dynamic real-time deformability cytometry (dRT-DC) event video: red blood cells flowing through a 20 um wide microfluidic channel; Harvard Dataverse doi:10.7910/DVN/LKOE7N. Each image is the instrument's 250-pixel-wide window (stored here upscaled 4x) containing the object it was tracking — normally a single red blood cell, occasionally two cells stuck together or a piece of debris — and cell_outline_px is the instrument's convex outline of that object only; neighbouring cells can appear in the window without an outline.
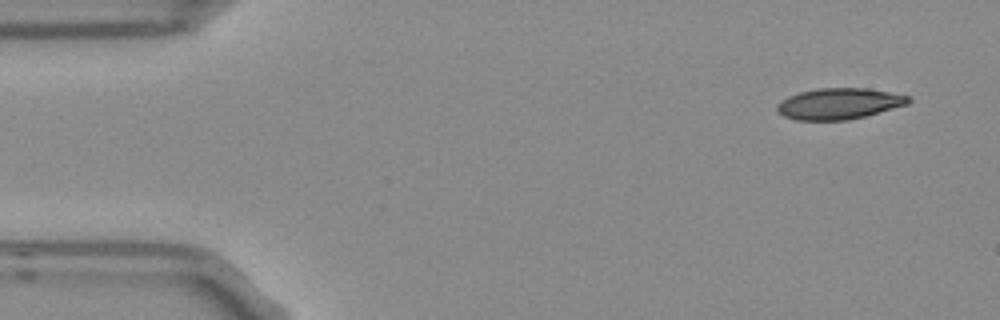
{"species": "Egyptian fruit bat (a non-hibernating species)", "species_latin": "Rousettus aegyptiacus", "temperature_condition": "room temperature", "stored_images_in_passage": 4, "camera_frame_rate_fps": 3000, "um_per_image_px": 0.085, "frame": {"image": 1, "passage_image": 1, "time_ms": 0.0, "image_size_px": [1000, 320], "cell_outline_px": [[912, 100], [908, 104], [864, 116], [848, 120], [796, 120], [784, 116], [776, 108], [776, 104], [780, 100], [788, 96], [800, 92], [820, 88], [868, 88], [912, 96]], "centroid_in_image_um": [71.33, 8.8], "position_along_channel_um": 13.7, "area_um2": 23.81}}
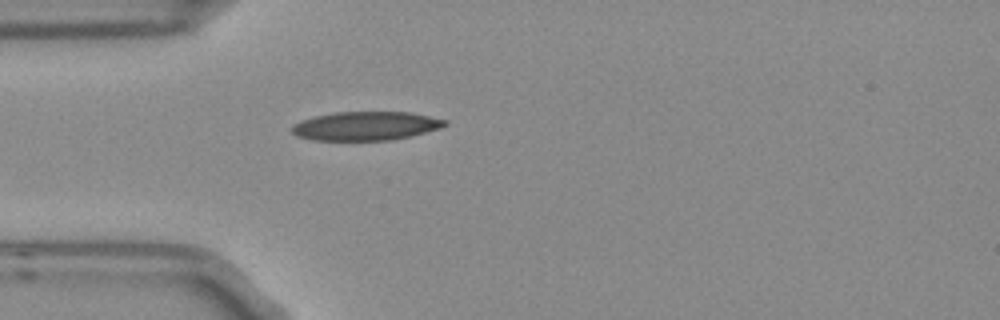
{"frame": {"image": 2, "passage_image": 4, "time_ms": 1.0, "image_size_px": [1000, 320], "cell_outline_px": [[448, 124], [440, 128], [392, 140], [312, 140], [296, 136], [292, 132], [292, 124], [300, 120], [316, 116], [336, 112], [408, 112], [448, 120]], "centroid_in_image_um": [31.06, 10.7], "position_along_channel_um": 53.9, "area_um2": 25.55}}